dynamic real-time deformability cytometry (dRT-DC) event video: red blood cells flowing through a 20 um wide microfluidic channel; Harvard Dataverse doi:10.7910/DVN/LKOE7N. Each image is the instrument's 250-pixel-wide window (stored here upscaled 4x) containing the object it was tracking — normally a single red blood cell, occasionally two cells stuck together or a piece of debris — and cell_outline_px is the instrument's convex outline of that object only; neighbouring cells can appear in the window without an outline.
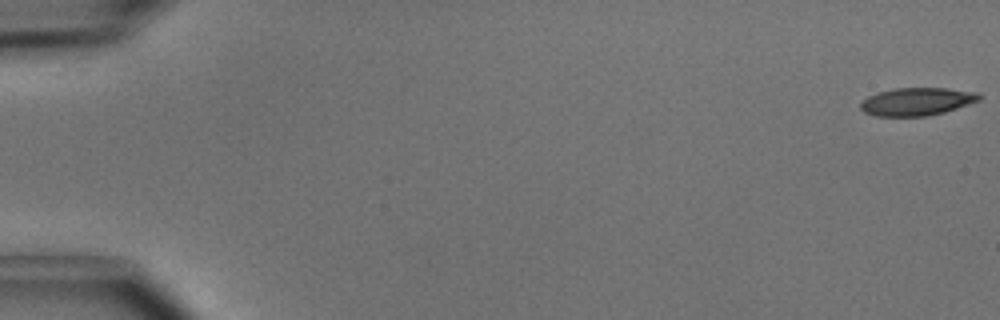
{"species": "common noctule bat (a hibernating species)", "species_latin": "Nyctalus noctula", "temperature_condition": "cold", "stored_images_in_passage": 50, "camera_frame_rate_fps": 3000, "um_per_image_px": 0.085, "animal": {"sex": "male", "body_mass_g": 15.6}, "frame": {"image": 1, "passage_image": 1, "time_ms": 0.0, "image_size_px": [1000, 320], "cell_outline_px": [[984, 96], [980, 100], [944, 112], [928, 116], [876, 116], [864, 112], [860, 108], [860, 104], [868, 96], [876, 92], [892, 88], [948, 88], [976, 92]], "centroid_in_image_um": [77.93, 8.62], "position_along_channel_um": 7.1, "area_um2": 19.36}}
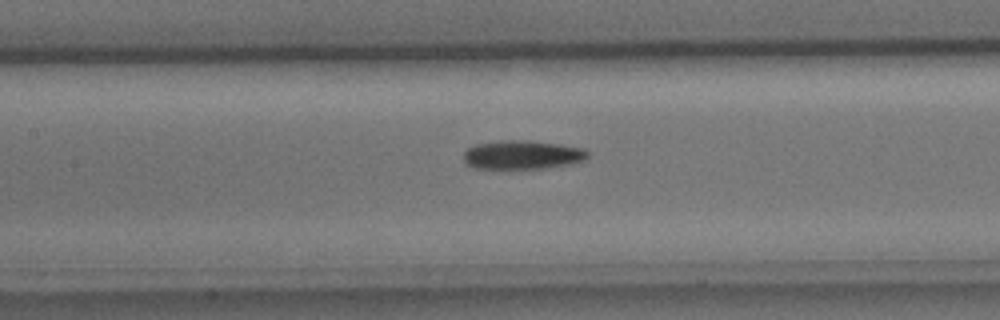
{"frame": {"image": 2, "passage_image": 24, "time_ms": 7.667, "image_size_px": [1000, 320], "cell_outline_px": [[588, 156], [584, 160], [572, 164], [548, 168], [504, 172], [472, 168], [464, 160], [464, 152], [468, 148], [476, 144], [500, 140], [528, 140], [560, 144], [584, 148], [588, 152]], "centroid_in_image_um": [44.36, 13.21], "position_along_channel_um": 163.0, "area_um2": 22.02}}
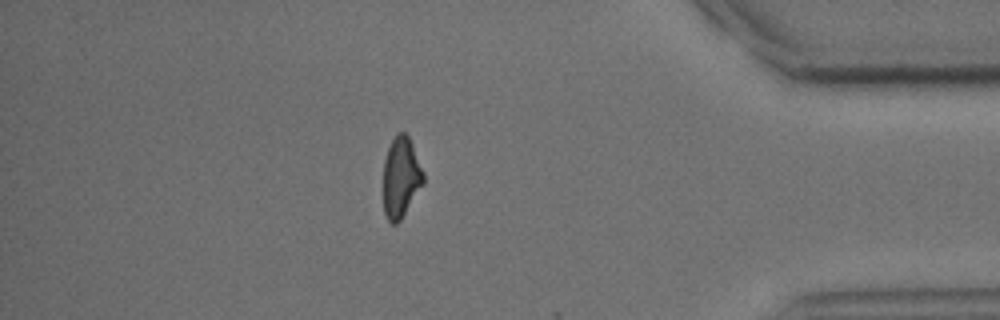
{"frame": {"image": 3, "passage_image": 44, "time_ms": 14.333, "image_size_px": [1000, 320], "cell_outline_px": [[424, 184], [400, 220], [396, 224], [392, 224], [388, 220], [384, 212], [384, 160], [388, 148], [396, 132], [404, 132], [408, 136], [412, 144], [424, 172]], "centroid_in_image_um": [34.09, 15.07], "position_along_channel_um": 401.1, "area_um2": 18.79}, "authors_computed_cell_mechanics": {"area_um2": 20.1144, "velocity_mm_per_s": 4.0638, "shape_relaxation_time_tau1_ms": 4.0591, "shape_relaxation_time_tau2_ms": 9.576, "deformation_change_tau1": 0.1548, "deformation_change_tau2": 0.2447}}